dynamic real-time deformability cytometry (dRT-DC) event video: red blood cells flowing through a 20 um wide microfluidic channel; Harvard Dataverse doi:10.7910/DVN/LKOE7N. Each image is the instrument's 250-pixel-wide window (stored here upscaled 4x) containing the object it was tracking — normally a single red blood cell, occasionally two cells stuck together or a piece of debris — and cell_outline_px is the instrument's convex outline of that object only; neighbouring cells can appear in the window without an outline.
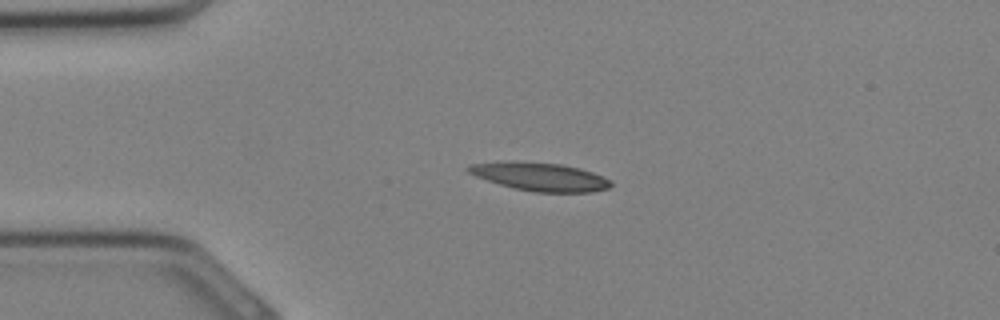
{"species": "Egyptian fruit bat (a non-hibernating species)", "species_latin": "Rousettus aegyptiacus", "temperature_condition": "cold", "stored_images_in_passage": 29, "camera_frame_rate_fps": 3000, "um_per_image_px": 0.085, "animal": {"sex": "female"}, "frame": {"image": 1, "passage_image": 7, "time_ms": 2.0, "image_size_px": [1000, 320], "cell_outline_px": [[612, 184], [608, 188], [592, 192], [536, 192], [516, 188], [500, 184], [476, 176], [468, 172], [464, 168], [468, 164], [508, 160], [516, 160], [560, 164], [580, 168], [592, 172], [612, 180]], "centroid_in_image_um": [45.87, 14.99], "position_along_channel_um": 39.1, "area_um2": 23.64}}
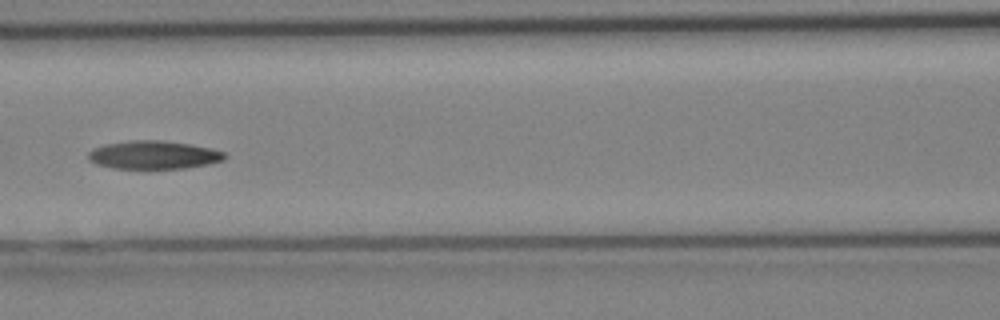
{"frame": {"image": 2, "passage_image": 14, "time_ms": 4.333, "image_size_px": [1000, 320], "cell_outline_px": [[228, 156], [224, 160], [208, 164], [184, 168], [112, 168], [96, 164], [88, 160], [88, 152], [92, 148], [104, 144], [132, 140], [160, 140], [192, 144], [212, 148], [224, 152]], "centroid_in_image_um": [13.06, 13.16], "position_along_channel_um": 153.5, "area_um2": 22.6}}
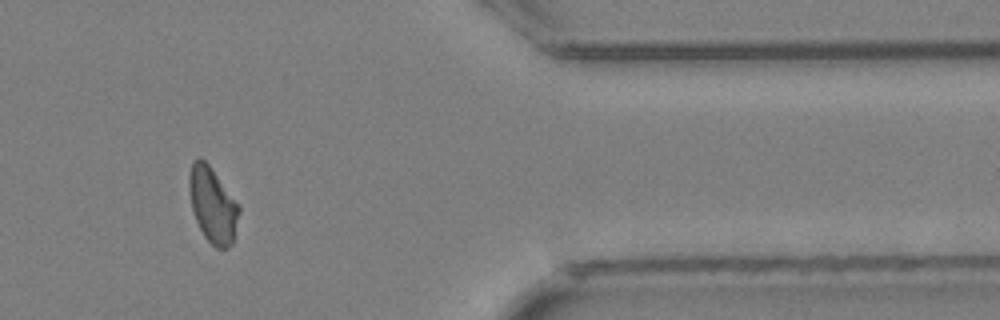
{"frame": {"image": 3, "passage_image": 27, "time_ms": 8.667, "image_size_px": [1000, 320], "cell_outline_px": [[240, 212], [232, 244], [228, 248], [216, 248], [204, 236], [196, 220], [192, 208], [188, 188], [188, 176], [192, 164], [200, 156], [208, 164], [240, 204]], "centroid_in_image_um": [18.09, 17.42], "position_along_channel_um": 393.3, "area_um2": 21.91}}